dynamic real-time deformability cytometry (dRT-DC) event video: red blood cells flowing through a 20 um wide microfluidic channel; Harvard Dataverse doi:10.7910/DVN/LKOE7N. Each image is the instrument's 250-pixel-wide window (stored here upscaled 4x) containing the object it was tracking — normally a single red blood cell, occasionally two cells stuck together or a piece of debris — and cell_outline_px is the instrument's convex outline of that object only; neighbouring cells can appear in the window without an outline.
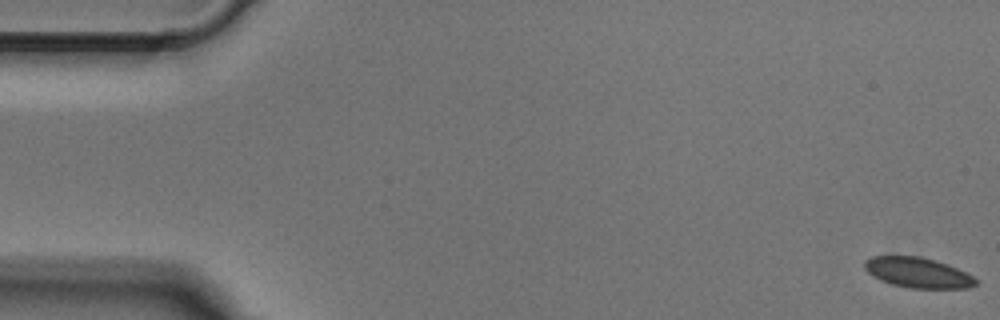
{"species": "Egyptian fruit bat (a non-hibernating species)", "species_latin": "Rousettus aegyptiacus", "temperature_condition": "cold", "stored_images_in_passage": 12, "camera_frame_rate_fps": 3000, "um_per_image_px": 0.085, "animal": {"sex": "male"}, "frame": {"image": 1, "passage_image": 1, "time_ms": 0.0, "image_size_px": [1000, 320], "cell_outline_px": [[980, 284], [968, 288], [908, 288], [892, 284], [880, 280], [872, 276], [864, 268], [864, 260], [872, 256], [920, 256], [936, 260], [948, 264], [980, 280]], "centroid_in_image_um": [78.03, 23.17], "position_along_channel_um": 7.0, "area_um2": 19.83}}